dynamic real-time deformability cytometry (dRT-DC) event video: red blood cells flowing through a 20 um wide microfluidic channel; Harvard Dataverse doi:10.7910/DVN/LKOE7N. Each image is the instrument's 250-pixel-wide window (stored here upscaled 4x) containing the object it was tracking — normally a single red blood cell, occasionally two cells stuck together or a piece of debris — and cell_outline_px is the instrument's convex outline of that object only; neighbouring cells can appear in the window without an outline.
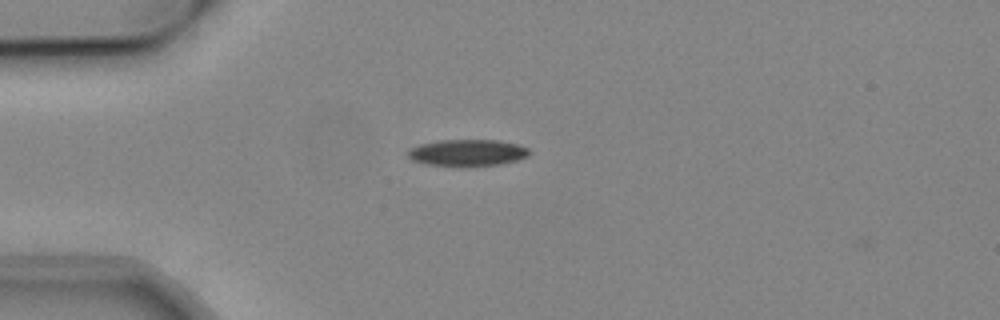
{"species": "common noctule bat (a hibernating species)", "species_latin": "Nyctalus noctula", "temperature_condition": "cold", "stored_images_in_passage": 2, "camera_frame_rate_fps": 3000, "um_per_image_px": 0.085, "animal": {"sex": "male", "body_mass_g": 19.2, "forearm_length_mm": 51.8}, "frame": {"image": 1, "passage_image": 1, "time_ms": 0.0, "image_size_px": [1000, 320], "cell_outline_px": [[532, 152], [528, 156], [516, 160], [500, 164], [424, 164], [412, 160], [408, 156], [408, 152], [412, 148], [420, 144], [436, 140], [500, 140], [516, 144], [528, 148]], "centroid_in_image_um": [39.75, 12.94], "position_along_channel_um": 45.2, "area_um2": 18.21}}